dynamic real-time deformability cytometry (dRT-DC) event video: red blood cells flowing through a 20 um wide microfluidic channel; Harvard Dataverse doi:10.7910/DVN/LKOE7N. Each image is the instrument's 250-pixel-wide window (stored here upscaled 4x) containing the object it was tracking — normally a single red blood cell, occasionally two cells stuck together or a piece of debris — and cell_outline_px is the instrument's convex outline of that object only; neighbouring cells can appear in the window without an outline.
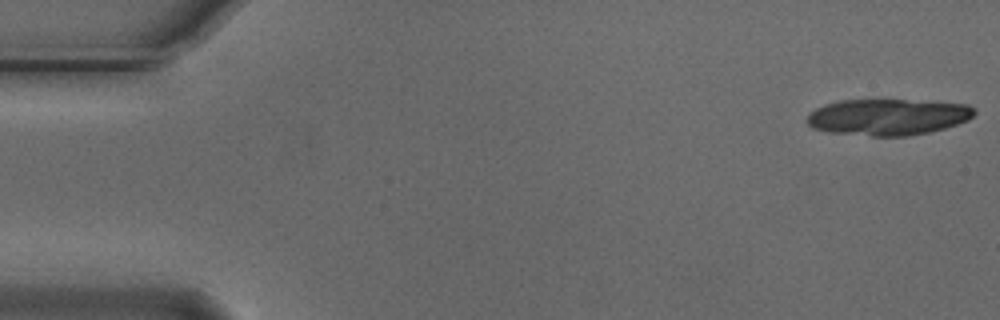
{"species": "Egyptian fruit bat (a non-hibernating species)", "species_latin": "Rousettus aegyptiacus", "temperature_condition": "cold", "stored_images_in_passage": 8, "camera_frame_rate_fps": 3000, "um_per_image_px": 0.085, "animal": {"sex": "male"}, "frame": {"image": 1, "passage_image": 1, "time_ms": 0.0, "image_size_px": [1000, 320], "cell_outline_px": [[976, 112], [968, 120], [944, 128], [928, 132], [908, 136], [872, 136], [828, 132], [812, 128], [804, 120], [816, 108], [824, 104], [840, 100], [904, 100], [968, 104], [976, 108]], "centroid_in_image_um": [75.45, 9.95], "position_along_channel_um": 9.6, "area_um2": 35.43}}